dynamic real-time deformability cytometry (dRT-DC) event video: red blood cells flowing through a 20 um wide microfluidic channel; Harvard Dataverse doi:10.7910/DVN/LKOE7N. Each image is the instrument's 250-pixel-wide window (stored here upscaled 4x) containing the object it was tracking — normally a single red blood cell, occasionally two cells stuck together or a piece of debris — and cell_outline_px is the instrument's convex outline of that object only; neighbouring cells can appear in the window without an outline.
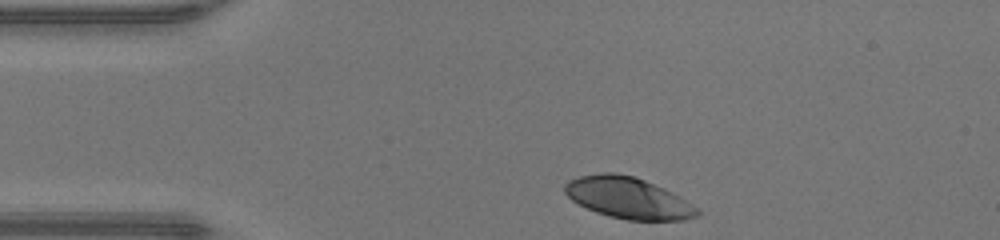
{"species": "human", "species_latin": "Homo sapiens", "temperature_condition": "warm", "stored_images_in_passage": 31, "camera_frame_rate_fps": 3000, "um_per_image_px": 0.085, "donor": {"sex": "male"}, "frame": {"image": 1, "passage_image": 1, "time_ms": 0.0, "image_size_px": [1000, 240], "cell_outline_px": [[700, 212], [696, 216], [684, 220], [628, 220], [608, 216], [596, 212], [572, 200], [564, 192], [564, 184], [568, 180], [580, 176], [600, 172], [612, 172], [632, 176], [644, 180], [664, 188], [672, 192], [696, 208]], "centroid_in_image_um": [53.35, 16.81], "position_along_channel_um": 31.7, "area_um2": 31.56}}
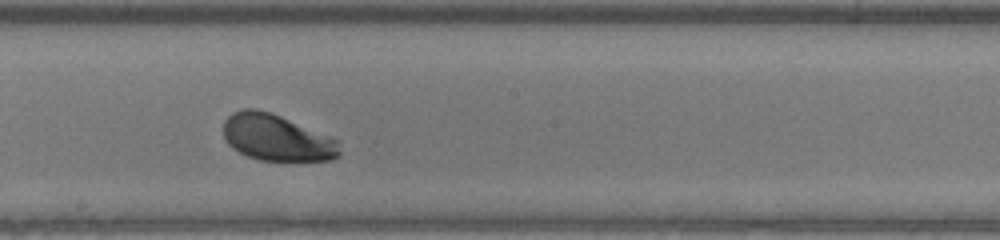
{"frame": {"image": 2, "passage_image": 18, "time_ms": 5.667, "image_size_px": [1000, 240], "cell_outline_px": [[340, 156], [332, 160], [260, 160], [248, 156], [232, 148], [228, 144], [224, 136], [224, 120], [232, 112], [244, 108], [256, 108], [272, 112], [336, 140], [340, 152]], "centroid_in_image_um": [23.47, 11.69], "position_along_channel_um": 224.7, "area_um2": 31.1}}
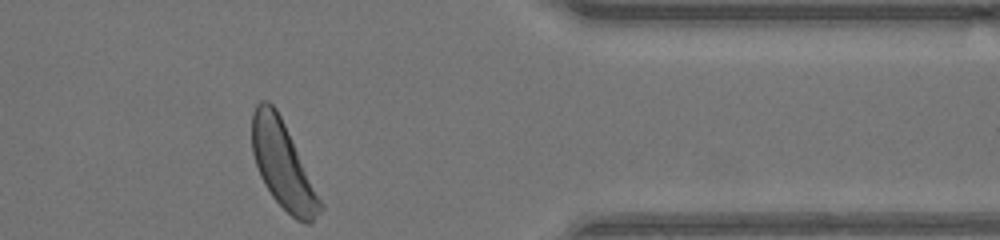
{"frame": {"image": 3, "passage_image": 31, "time_ms": 10.0, "image_size_px": [1000, 240], "cell_outline_px": [[324, 208], [308, 224], [304, 224], [296, 220], [272, 196], [264, 184], [260, 176], [252, 152], [252, 112], [256, 104], [260, 100], [268, 100], [276, 108], [324, 204]], "centroid_in_image_um": [24.03, 14.03], "position_along_channel_um": 387.4, "area_um2": 34.04}, "authors_computed_cell_mechanics": {"area_um2": 32.1368, "velocity_mm_per_s": 4.2589, "shape_relaxation_time_tau1_ms": 1.7958, "shape_relaxation_time_tau2_ms": null, "deformation_change_tau1": 0.1468, "deformation_change_tau2": null}}